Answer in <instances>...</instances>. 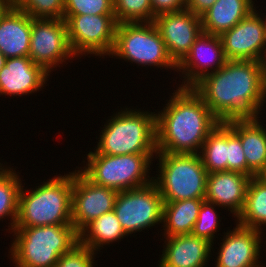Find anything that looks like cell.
I'll return each mask as SVG.
<instances>
[{
  "label": "cell",
  "instance_id": "8fae6325",
  "mask_svg": "<svg viewBox=\"0 0 266 267\" xmlns=\"http://www.w3.org/2000/svg\"><path fill=\"white\" fill-rule=\"evenodd\" d=\"M31 60L48 73L53 67L76 58L64 19L32 18L29 55ZM65 60V61H64Z\"/></svg>",
  "mask_w": 266,
  "mask_h": 267
},
{
  "label": "cell",
  "instance_id": "d6a6232c",
  "mask_svg": "<svg viewBox=\"0 0 266 267\" xmlns=\"http://www.w3.org/2000/svg\"><path fill=\"white\" fill-rule=\"evenodd\" d=\"M227 171H234L247 175V162L241 141L229 126Z\"/></svg>",
  "mask_w": 266,
  "mask_h": 267
},
{
  "label": "cell",
  "instance_id": "f546056e",
  "mask_svg": "<svg viewBox=\"0 0 266 267\" xmlns=\"http://www.w3.org/2000/svg\"><path fill=\"white\" fill-rule=\"evenodd\" d=\"M215 204L208 202L207 200L202 201L201 208L198 213V218L195 222L192 234L204 238L214 244L213 239L215 238V232L220 225L221 221L217 211L215 210Z\"/></svg>",
  "mask_w": 266,
  "mask_h": 267
},
{
  "label": "cell",
  "instance_id": "5bb4252c",
  "mask_svg": "<svg viewBox=\"0 0 266 267\" xmlns=\"http://www.w3.org/2000/svg\"><path fill=\"white\" fill-rule=\"evenodd\" d=\"M169 56L178 64L202 32L201 16L188 10L158 15L154 19Z\"/></svg>",
  "mask_w": 266,
  "mask_h": 267
},
{
  "label": "cell",
  "instance_id": "52a82bcc",
  "mask_svg": "<svg viewBox=\"0 0 266 267\" xmlns=\"http://www.w3.org/2000/svg\"><path fill=\"white\" fill-rule=\"evenodd\" d=\"M153 155H103L91 151L86 166L79 170L94 184L121 192L153 181L148 174Z\"/></svg>",
  "mask_w": 266,
  "mask_h": 267
},
{
  "label": "cell",
  "instance_id": "d6986e66",
  "mask_svg": "<svg viewBox=\"0 0 266 267\" xmlns=\"http://www.w3.org/2000/svg\"><path fill=\"white\" fill-rule=\"evenodd\" d=\"M158 267H205L213 245L208 240L190 234L165 238ZM167 242V243H166Z\"/></svg>",
  "mask_w": 266,
  "mask_h": 267
},
{
  "label": "cell",
  "instance_id": "277c9868",
  "mask_svg": "<svg viewBox=\"0 0 266 267\" xmlns=\"http://www.w3.org/2000/svg\"><path fill=\"white\" fill-rule=\"evenodd\" d=\"M11 259L15 267H55L60 256L79 243L73 225L14 227Z\"/></svg>",
  "mask_w": 266,
  "mask_h": 267
},
{
  "label": "cell",
  "instance_id": "9a60e30c",
  "mask_svg": "<svg viewBox=\"0 0 266 267\" xmlns=\"http://www.w3.org/2000/svg\"><path fill=\"white\" fill-rule=\"evenodd\" d=\"M226 61L220 36L201 32L190 51L177 64V70L185 75L179 87H193L204 76L220 69Z\"/></svg>",
  "mask_w": 266,
  "mask_h": 267
},
{
  "label": "cell",
  "instance_id": "6da1fadb",
  "mask_svg": "<svg viewBox=\"0 0 266 267\" xmlns=\"http://www.w3.org/2000/svg\"><path fill=\"white\" fill-rule=\"evenodd\" d=\"M192 88L220 123L260 118L266 102L265 62L227 60Z\"/></svg>",
  "mask_w": 266,
  "mask_h": 267
},
{
  "label": "cell",
  "instance_id": "ac0fdd59",
  "mask_svg": "<svg viewBox=\"0 0 266 267\" xmlns=\"http://www.w3.org/2000/svg\"><path fill=\"white\" fill-rule=\"evenodd\" d=\"M252 177L234 171H219L207 175L205 200L219 207H227L236 217L242 212L247 188Z\"/></svg>",
  "mask_w": 266,
  "mask_h": 267
},
{
  "label": "cell",
  "instance_id": "ba28073f",
  "mask_svg": "<svg viewBox=\"0 0 266 267\" xmlns=\"http://www.w3.org/2000/svg\"><path fill=\"white\" fill-rule=\"evenodd\" d=\"M111 55L138 65L177 69L154 22L119 23Z\"/></svg>",
  "mask_w": 266,
  "mask_h": 267
},
{
  "label": "cell",
  "instance_id": "83f0119b",
  "mask_svg": "<svg viewBox=\"0 0 266 267\" xmlns=\"http://www.w3.org/2000/svg\"><path fill=\"white\" fill-rule=\"evenodd\" d=\"M117 23L153 22L150 0H114Z\"/></svg>",
  "mask_w": 266,
  "mask_h": 267
},
{
  "label": "cell",
  "instance_id": "7402d4cb",
  "mask_svg": "<svg viewBox=\"0 0 266 267\" xmlns=\"http://www.w3.org/2000/svg\"><path fill=\"white\" fill-rule=\"evenodd\" d=\"M256 8L253 0H216L201 15L202 32L220 36Z\"/></svg>",
  "mask_w": 266,
  "mask_h": 267
},
{
  "label": "cell",
  "instance_id": "4316f807",
  "mask_svg": "<svg viewBox=\"0 0 266 267\" xmlns=\"http://www.w3.org/2000/svg\"><path fill=\"white\" fill-rule=\"evenodd\" d=\"M21 178L15 170L5 168L0 163V220L4 217H11V231L18 214L19 194L22 187Z\"/></svg>",
  "mask_w": 266,
  "mask_h": 267
},
{
  "label": "cell",
  "instance_id": "5b68a950",
  "mask_svg": "<svg viewBox=\"0 0 266 267\" xmlns=\"http://www.w3.org/2000/svg\"><path fill=\"white\" fill-rule=\"evenodd\" d=\"M126 108L111 116L100 132V140L94 150L103 155L155 154V112ZM137 110V111H135Z\"/></svg>",
  "mask_w": 266,
  "mask_h": 267
},
{
  "label": "cell",
  "instance_id": "f1b7e54d",
  "mask_svg": "<svg viewBox=\"0 0 266 267\" xmlns=\"http://www.w3.org/2000/svg\"><path fill=\"white\" fill-rule=\"evenodd\" d=\"M17 9L32 18L63 19L64 0H14Z\"/></svg>",
  "mask_w": 266,
  "mask_h": 267
},
{
  "label": "cell",
  "instance_id": "ab89813d",
  "mask_svg": "<svg viewBox=\"0 0 266 267\" xmlns=\"http://www.w3.org/2000/svg\"><path fill=\"white\" fill-rule=\"evenodd\" d=\"M263 20H264L265 29H266V15H265V19L263 18Z\"/></svg>",
  "mask_w": 266,
  "mask_h": 267
},
{
  "label": "cell",
  "instance_id": "f35d334b",
  "mask_svg": "<svg viewBox=\"0 0 266 267\" xmlns=\"http://www.w3.org/2000/svg\"><path fill=\"white\" fill-rule=\"evenodd\" d=\"M7 4H12L14 0H4Z\"/></svg>",
  "mask_w": 266,
  "mask_h": 267
},
{
  "label": "cell",
  "instance_id": "1f68e13d",
  "mask_svg": "<svg viewBox=\"0 0 266 267\" xmlns=\"http://www.w3.org/2000/svg\"><path fill=\"white\" fill-rule=\"evenodd\" d=\"M95 254L93 250L78 243L60 256L55 267H93Z\"/></svg>",
  "mask_w": 266,
  "mask_h": 267
},
{
  "label": "cell",
  "instance_id": "836d02e7",
  "mask_svg": "<svg viewBox=\"0 0 266 267\" xmlns=\"http://www.w3.org/2000/svg\"><path fill=\"white\" fill-rule=\"evenodd\" d=\"M153 11V22L156 16L186 10V0H150Z\"/></svg>",
  "mask_w": 266,
  "mask_h": 267
},
{
  "label": "cell",
  "instance_id": "e575fe53",
  "mask_svg": "<svg viewBox=\"0 0 266 267\" xmlns=\"http://www.w3.org/2000/svg\"><path fill=\"white\" fill-rule=\"evenodd\" d=\"M216 0H186V10L201 16Z\"/></svg>",
  "mask_w": 266,
  "mask_h": 267
},
{
  "label": "cell",
  "instance_id": "74e56055",
  "mask_svg": "<svg viewBox=\"0 0 266 267\" xmlns=\"http://www.w3.org/2000/svg\"><path fill=\"white\" fill-rule=\"evenodd\" d=\"M260 177L266 181V170L260 175Z\"/></svg>",
  "mask_w": 266,
  "mask_h": 267
},
{
  "label": "cell",
  "instance_id": "484cf974",
  "mask_svg": "<svg viewBox=\"0 0 266 267\" xmlns=\"http://www.w3.org/2000/svg\"><path fill=\"white\" fill-rule=\"evenodd\" d=\"M199 155L208 174L227 171L228 125L226 123H219L208 135Z\"/></svg>",
  "mask_w": 266,
  "mask_h": 267
},
{
  "label": "cell",
  "instance_id": "44dd1931",
  "mask_svg": "<svg viewBox=\"0 0 266 267\" xmlns=\"http://www.w3.org/2000/svg\"><path fill=\"white\" fill-rule=\"evenodd\" d=\"M259 121L255 118L226 122L241 141L250 177L260 176L266 170V128Z\"/></svg>",
  "mask_w": 266,
  "mask_h": 267
},
{
  "label": "cell",
  "instance_id": "30bf717a",
  "mask_svg": "<svg viewBox=\"0 0 266 267\" xmlns=\"http://www.w3.org/2000/svg\"><path fill=\"white\" fill-rule=\"evenodd\" d=\"M73 53L105 56L111 54L117 28L114 15H63Z\"/></svg>",
  "mask_w": 266,
  "mask_h": 267
},
{
  "label": "cell",
  "instance_id": "7a4b0ae2",
  "mask_svg": "<svg viewBox=\"0 0 266 267\" xmlns=\"http://www.w3.org/2000/svg\"><path fill=\"white\" fill-rule=\"evenodd\" d=\"M172 94L155 114L157 152L199 154L220 122L192 87H178Z\"/></svg>",
  "mask_w": 266,
  "mask_h": 267
},
{
  "label": "cell",
  "instance_id": "7c38bea8",
  "mask_svg": "<svg viewBox=\"0 0 266 267\" xmlns=\"http://www.w3.org/2000/svg\"><path fill=\"white\" fill-rule=\"evenodd\" d=\"M256 9L220 35L227 60L266 61V29Z\"/></svg>",
  "mask_w": 266,
  "mask_h": 267
},
{
  "label": "cell",
  "instance_id": "4fadbf2b",
  "mask_svg": "<svg viewBox=\"0 0 266 267\" xmlns=\"http://www.w3.org/2000/svg\"><path fill=\"white\" fill-rule=\"evenodd\" d=\"M117 194L116 190L96 185L80 170H75L71 205L75 230L79 233L93 219L113 211Z\"/></svg>",
  "mask_w": 266,
  "mask_h": 267
},
{
  "label": "cell",
  "instance_id": "8992f818",
  "mask_svg": "<svg viewBox=\"0 0 266 267\" xmlns=\"http://www.w3.org/2000/svg\"><path fill=\"white\" fill-rule=\"evenodd\" d=\"M155 158L159 160L160 174L153 181L163 202L205 199L208 172L199 154L157 152Z\"/></svg>",
  "mask_w": 266,
  "mask_h": 267
},
{
  "label": "cell",
  "instance_id": "4dcf8cb0",
  "mask_svg": "<svg viewBox=\"0 0 266 267\" xmlns=\"http://www.w3.org/2000/svg\"><path fill=\"white\" fill-rule=\"evenodd\" d=\"M114 15V0H64V15Z\"/></svg>",
  "mask_w": 266,
  "mask_h": 267
},
{
  "label": "cell",
  "instance_id": "d4e9b609",
  "mask_svg": "<svg viewBox=\"0 0 266 267\" xmlns=\"http://www.w3.org/2000/svg\"><path fill=\"white\" fill-rule=\"evenodd\" d=\"M236 221L240 226L261 232V226L266 225V181L260 176L251 178L244 208Z\"/></svg>",
  "mask_w": 266,
  "mask_h": 267
},
{
  "label": "cell",
  "instance_id": "9c48e42d",
  "mask_svg": "<svg viewBox=\"0 0 266 267\" xmlns=\"http://www.w3.org/2000/svg\"><path fill=\"white\" fill-rule=\"evenodd\" d=\"M163 198L154 181L130 190L118 192L114 209L127 235L162 224Z\"/></svg>",
  "mask_w": 266,
  "mask_h": 267
},
{
  "label": "cell",
  "instance_id": "ffe728a7",
  "mask_svg": "<svg viewBox=\"0 0 266 267\" xmlns=\"http://www.w3.org/2000/svg\"><path fill=\"white\" fill-rule=\"evenodd\" d=\"M32 17L7 4L0 12V51L6 58L29 55Z\"/></svg>",
  "mask_w": 266,
  "mask_h": 267
},
{
  "label": "cell",
  "instance_id": "e0dca14e",
  "mask_svg": "<svg viewBox=\"0 0 266 267\" xmlns=\"http://www.w3.org/2000/svg\"><path fill=\"white\" fill-rule=\"evenodd\" d=\"M50 74L29 56L6 58L0 70V95L23 96L39 91Z\"/></svg>",
  "mask_w": 266,
  "mask_h": 267
},
{
  "label": "cell",
  "instance_id": "2e32d148",
  "mask_svg": "<svg viewBox=\"0 0 266 267\" xmlns=\"http://www.w3.org/2000/svg\"><path fill=\"white\" fill-rule=\"evenodd\" d=\"M261 233L236 223L232 231L224 233L215 261L216 267H265L258 260L263 240Z\"/></svg>",
  "mask_w": 266,
  "mask_h": 267
},
{
  "label": "cell",
  "instance_id": "8d00e7d4",
  "mask_svg": "<svg viewBox=\"0 0 266 267\" xmlns=\"http://www.w3.org/2000/svg\"><path fill=\"white\" fill-rule=\"evenodd\" d=\"M7 5V3L4 0H0V12L3 10V8Z\"/></svg>",
  "mask_w": 266,
  "mask_h": 267
},
{
  "label": "cell",
  "instance_id": "603a6c76",
  "mask_svg": "<svg viewBox=\"0 0 266 267\" xmlns=\"http://www.w3.org/2000/svg\"><path fill=\"white\" fill-rule=\"evenodd\" d=\"M203 200L205 199L164 202L162 215L164 238L192 233Z\"/></svg>",
  "mask_w": 266,
  "mask_h": 267
},
{
  "label": "cell",
  "instance_id": "3957f363",
  "mask_svg": "<svg viewBox=\"0 0 266 267\" xmlns=\"http://www.w3.org/2000/svg\"><path fill=\"white\" fill-rule=\"evenodd\" d=\"M73 180L74 171L43 181L31 192L22 186L14 227L72 225Z\"/></svg>",
  "mask_w": 266,
  "mask_h": 267
},
{
  "label": "cell",
  "instance_id": "cb8c5ba5",
  "mask_svg": "<svg viewBox=\"0 0 266 267\" xmlns=\"http://www.w3.org/2000/svg\"><path fill=\"white\" fill-rule=\"evenodd\" d=\"M78 234L79 243L94 252L100 251L104 245L128 236L114 211L93 219Z\"/></svg>",
  "mask_w": 266,
  "mask_h": 267
},
{
  "label": "cell",
  "instance_id": "d590c367",
  "mask_svg": "<svg viewBox=\"0 0 266 267\" xmlns=\"http://www.w3.org/2000/svg\"><path fill=\"white\" fill-rule=\"evenodd\" d=\"M6 61V57L4 54L0 51V70L4 67Z\"/></svg>",
  "mask_w": 266,
  "mask_h": 267
}]
</instances>
